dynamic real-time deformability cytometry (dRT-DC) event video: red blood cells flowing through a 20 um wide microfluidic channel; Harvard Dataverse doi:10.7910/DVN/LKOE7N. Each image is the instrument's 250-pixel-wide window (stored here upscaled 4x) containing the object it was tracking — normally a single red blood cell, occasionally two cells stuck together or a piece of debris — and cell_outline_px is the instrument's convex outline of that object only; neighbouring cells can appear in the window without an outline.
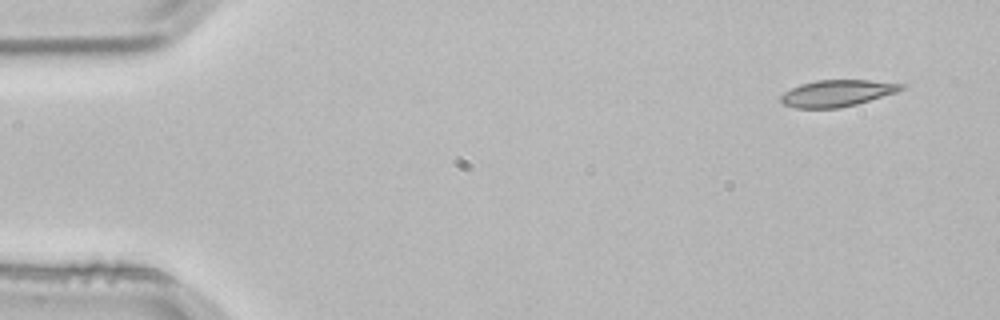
{"species": "common noctule bat (a hibernating species)", "species_latin": "Nyctalus noctula", "temperature_condition": "room temperature", "stored_images_in_passage": 3, "camera_frame_rate_fps": 3000, "um_per_image_px": 0.085, "animal": {"sex": "male", "body_mass_g": 21.5, "forearm_length_mm": 52.0}, "frame": {"image": 1, "passage_image": 1, "time_ms": 0.0, "image_size_px": [1000, 320], "cell_outline_px": [[908, 84], [904, 88], [896, 92], [856, 104], [836, 108], [796, 108], [784, 104], [780, 100], [780, 96], [784, 92], [800, 84], [816, 80], [868, 80]], "centroid_in_image_um": [71.15, 7.91], "position_along_channel_um": 13.9, "area_um2": 18.55}}
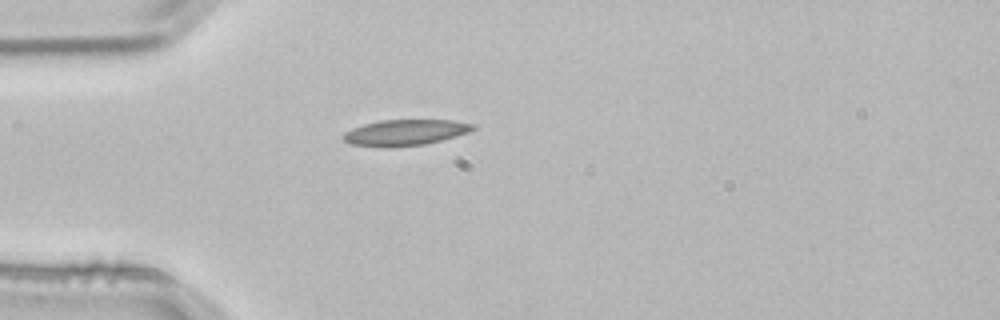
{"frame": {"image": 2, "passage_image": 3, "time_ms": 0.667, "image_size_px": [1000, 320], "cell_outline_px": [[476, 128], [468, 132], [456, 136], [424, 144], [388, 148], [352, 144], [344, 140], [344, 132], [352, 128], [364, 124], [380, 120], [452, 120], [476, 124]], "centroid_in_image_um": [34.45, 11.26], "position_along_channel_um": 50.5, "area_um2": 19.54}}